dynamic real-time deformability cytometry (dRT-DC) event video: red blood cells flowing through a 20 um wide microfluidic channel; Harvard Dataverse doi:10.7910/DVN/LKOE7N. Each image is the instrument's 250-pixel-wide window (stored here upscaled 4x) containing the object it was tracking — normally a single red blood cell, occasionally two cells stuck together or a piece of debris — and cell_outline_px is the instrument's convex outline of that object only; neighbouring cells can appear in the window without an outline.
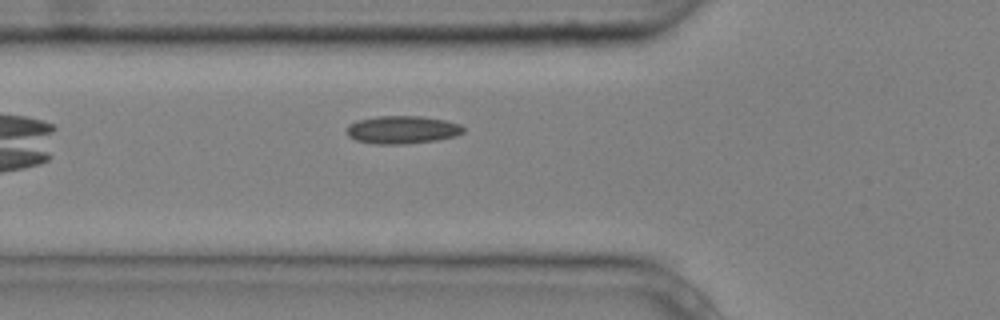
{"species": "common noctule bat (a hibernating species)", "species_latin": "Nyctalus noctula", "temperature_condition": "cold", "stored_images_in_passage": 6, "camera_frame_rate_fps": 3000, "um_per_image_px": 0.085, "animal": {"sex": "male", "body_mass_g": 20.4}, "frame": {"image": 1, "passage_image": 6, "time_ms": 1.667, "image_size_px": [1000, 320], "cell_outline_px": [[464, 132], [456, 136], [436, 140], [404, 144], [376, 144], [356, 140], [348, 136], [348, 124], [356, 120], [376, 116], [420, 116], [444, 120], [460, 124], [464, 128]], "centroid_in_image_um": [34.19, 11.02], "position_along_channel_um": 91.6, "area_um2": 18.96}}